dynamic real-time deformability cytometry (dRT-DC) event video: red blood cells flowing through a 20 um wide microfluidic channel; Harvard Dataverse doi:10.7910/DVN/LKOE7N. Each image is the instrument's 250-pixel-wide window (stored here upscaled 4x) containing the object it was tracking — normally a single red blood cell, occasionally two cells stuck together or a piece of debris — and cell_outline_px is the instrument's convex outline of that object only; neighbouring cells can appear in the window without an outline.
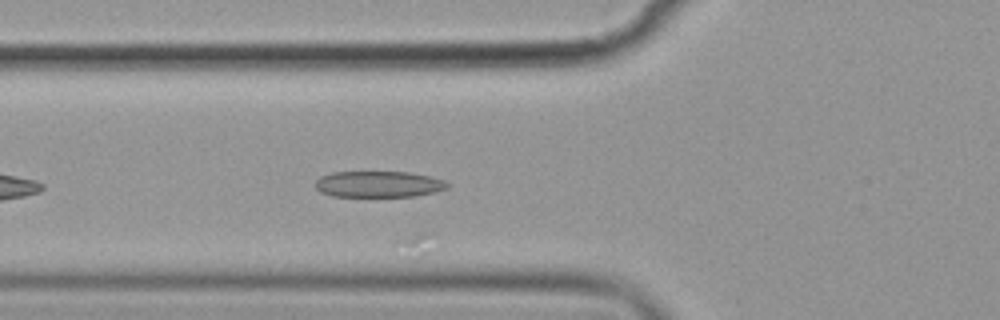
{"species": "common noctule bat (a hibernating species)", "species_latin": "Nyctalus noctula", "temperature_condition": "cold", "stored_images_in_passage": 13, "camera_frame_rate_fps": 3000, "um_per_image_px": 0.085, "animal": {"sex": "female", "body_mass_g": 19.9}, "frame": {"image": 1, "passage_image": 7, "time_ms": 2.0, "image_size_px": [1000, 320], "cell_outline_px": [[448, 188], [436, 192], [416, 196], [332, 196], [320, 192], [312, 184], [320, 176], [332, 172], [408, 172], [428, 176], [444, 180], [448, 184]], "centroid_in_image_um": [32.14, 15.65], "position_along_channel_um": 93.7, "area_um2": 20.23}}